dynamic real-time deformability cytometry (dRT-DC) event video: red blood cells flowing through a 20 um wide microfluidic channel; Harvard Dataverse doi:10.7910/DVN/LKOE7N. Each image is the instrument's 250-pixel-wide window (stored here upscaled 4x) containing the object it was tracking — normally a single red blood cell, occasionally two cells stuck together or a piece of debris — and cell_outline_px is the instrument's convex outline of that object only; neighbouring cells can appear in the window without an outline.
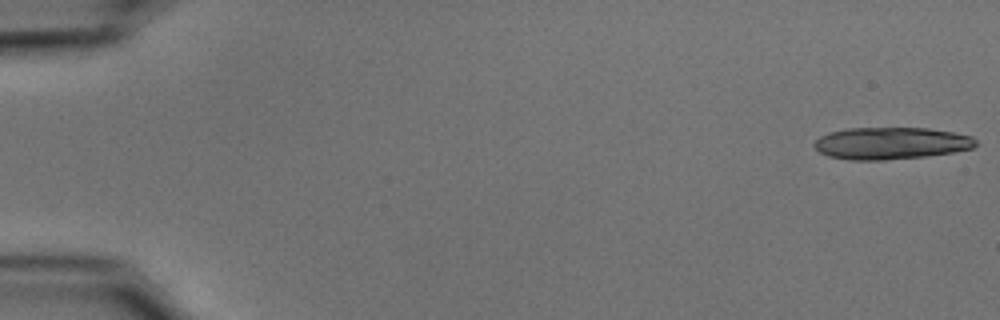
{"species": "common noctule bat (a hibernating species)", "species_latin": "Nyctalus noctula", "temperature_condition": "cold", "stored_images_in_passage": 16, "camera_frame_rate_fps": 3000, "um_per_image_px": 0.085, "animal": {"sex": "male", "body_mass_g": 15.6}, "frame": {"image": 1, "passage_image": 1, "time_ms": 0.0, "image_size_px": [1000, 320], "cell_outline_px": [[976, 144], [972, 148], [952, 152], [924, 156], [884, 160], [852, 160], [828, 156], [820, 152], [812, 144], [820, 136], [828, 132], [848, 128], [928, 128], [952, 132], [972, 136], [976, 140]], "centroid_in_image_um": [75.7, 12.17], "position_along_channel_um": 9.3, "area_um2": 30.06}}